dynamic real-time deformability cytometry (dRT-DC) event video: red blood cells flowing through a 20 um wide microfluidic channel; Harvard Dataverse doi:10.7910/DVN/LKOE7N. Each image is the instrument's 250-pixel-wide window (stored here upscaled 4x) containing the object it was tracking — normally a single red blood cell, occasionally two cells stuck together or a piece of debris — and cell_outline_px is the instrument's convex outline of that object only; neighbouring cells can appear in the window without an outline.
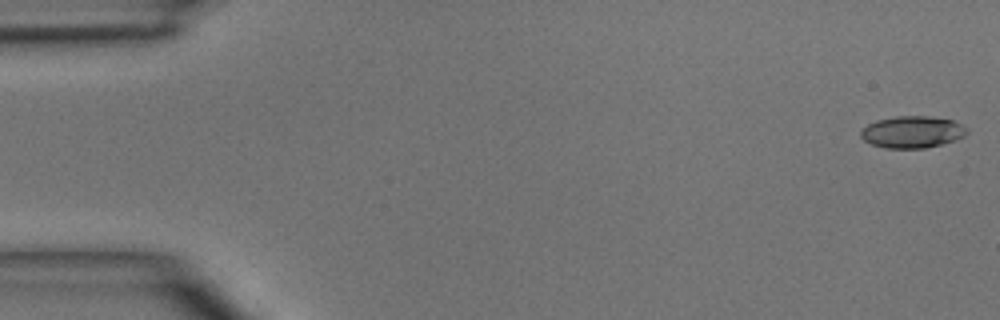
{"species": "common noctule bat (a hibernating species)", "species_latin": "Nyctalus noctula", "temperature_condition": "room temperature", "stored_images_in_passage": 3, "camera_frame_rate_fps": 3000, "um_per_image_px": 0.085, "animal": {"sex": "male", "body_mass_g": 15.6}, "frame": {"image": 1, "passage_image": 1, "time_ms": 0.0, "image_size_px": [1000, 320], "cell_outline_px": [[968, 132], [964, 136], [940, 144], [924, 148], [884, 148], [872, 144], [864, 140], [860, 136], [860, 132], [868, 124], [876, 120], [896, 116], [932, 116], [952, 120], [968, 128]], "centroid_in_image_um": [77.53, 11.21], "position_along_channel_um": 7.5, "area_um2": 19.59}}